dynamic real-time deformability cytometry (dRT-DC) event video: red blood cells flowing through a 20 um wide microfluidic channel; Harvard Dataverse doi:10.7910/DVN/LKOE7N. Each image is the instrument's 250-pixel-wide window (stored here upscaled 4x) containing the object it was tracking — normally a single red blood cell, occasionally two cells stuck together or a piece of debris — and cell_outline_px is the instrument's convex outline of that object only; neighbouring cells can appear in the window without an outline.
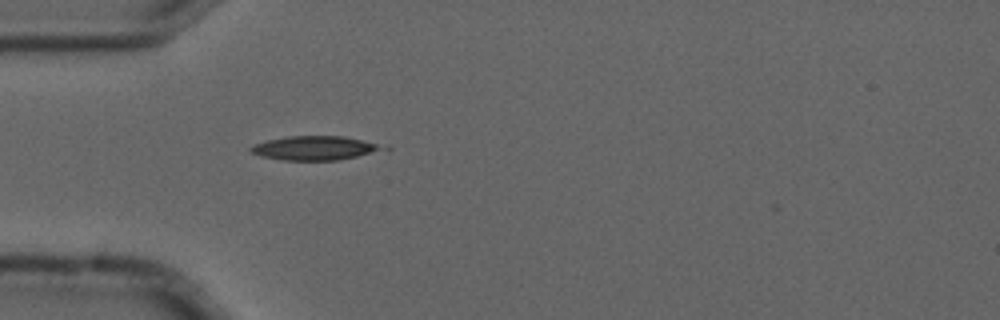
{"species": "common noctule bat (a hibernating species)", "species_latin": "Nyctalus noctula", "temperature_condition": "cold", "stored_images_in_passage": 1, "camera_frame_rate_fps": 3000, "um_per_image_px": 0.085, "animal": {"sex": "male", "forearm_length_mm": 52.5}, "frame": {"image": 1, "passage_image": 1, "time_ms": 0.0, "image_size_px": [1000, 320], "cell_outline_px": [[376, 148], [368, 152], [356, 156], [336, 160], [284, 160], [260, 156], [252, 152], [248, 148], [256, 144], [268, 140], [288, 136], [344, 136], [376, 144]], "centroid_in_image_um": [26.54, 12.58], "position_along_channel_um": 58.5, "area_um2": 17.51}}